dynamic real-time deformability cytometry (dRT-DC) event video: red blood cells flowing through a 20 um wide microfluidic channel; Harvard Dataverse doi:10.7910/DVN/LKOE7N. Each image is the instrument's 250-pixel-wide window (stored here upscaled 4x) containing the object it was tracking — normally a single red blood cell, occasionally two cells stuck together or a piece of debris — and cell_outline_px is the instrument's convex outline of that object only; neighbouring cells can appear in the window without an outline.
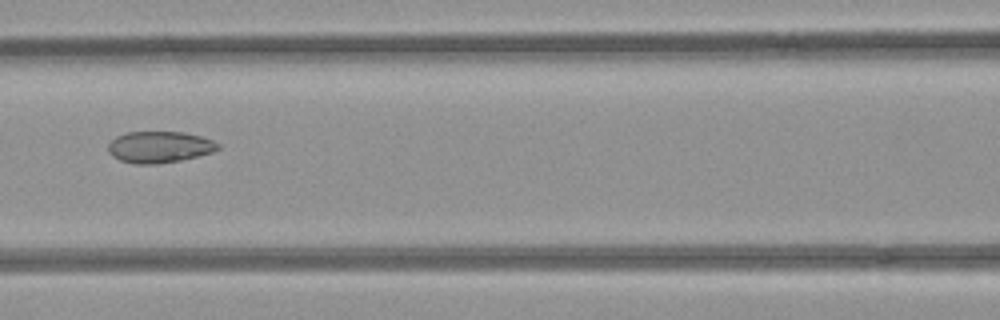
{"species": "common noctule bat (a hibernating species)", "species_latin": "Nyctalus noctula", "temperature_condition": "room temperature", "stored_images_in_passage": 6, "camera_frame_rate_fps": 3000, "um_per_image_px": 0.085, "animal": {"sex": "female", "body_mass_g": 21.9}, "frame": {"image": 1, "passage_image": 6, "time_ms": 1.667, "image_size_px": [1000, 320], "cell_outline_px": [[220, 148], [212, 152], [180, 160], [156, 164], [136, 164], [120, 160], [112, 156], [108, 152], [108, 144], [116, 136], [128, 132], [184, 132], [200, 136], [212, 140], [220, 144]], "centroid_in_image_um": [13.54, 12.49], "position_along_channel_um": 153.1, "area_um2": 20.06}}